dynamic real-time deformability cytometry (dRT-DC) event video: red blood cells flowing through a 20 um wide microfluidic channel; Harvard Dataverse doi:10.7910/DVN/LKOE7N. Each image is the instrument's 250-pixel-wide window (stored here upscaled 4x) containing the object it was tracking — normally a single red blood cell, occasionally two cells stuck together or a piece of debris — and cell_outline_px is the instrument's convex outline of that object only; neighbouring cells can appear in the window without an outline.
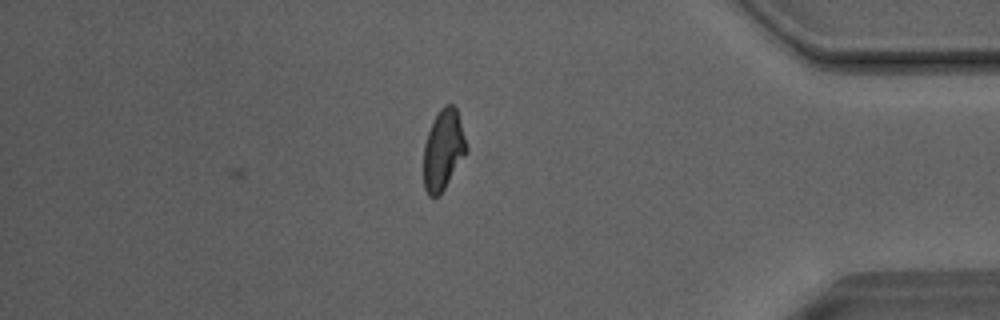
{"species": "Egyptian fruit bat (a non-hibernating species)", "species_latin": "Rousettus aegyptiacus", "temperature_condition": "room temperature", "stored_images_in_passage": 31, "camera_frame_rate_fps": 3000, "um_per_image_px": 0.085, "animal": {"sex": "male"}, "frame": {"image": 1, "passage_image": 31, "time_ms": 10.0, "image_size_px": [1000, 320], "cell_outline_px": [[468, 148], [464, 156], [440, 196], [428, 196], [424, 188], [424, 144], [428, 132], [440, 108], [444, 104], [452, 104], [456, 108]], "centroid_in_image_um": [37.67, 12.75], "position_along_channel_um": 397.5, "area_um2": 19.83}, "authors_computed_cell_mechanics": {"area_um2": 20.3456, "velocity_mm_per_s": 4.0535, "shape_relaxation_time_tau1_ms": 5.1569, "shape_relaxation_time_tau2_ms": 3.4209, "deformation_change_tau1": 0.1687, "deformation_change_tau2": 0.0792}}